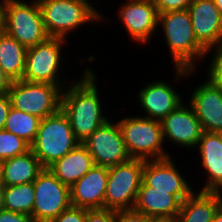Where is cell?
Wrapping results in <instances>:
<instances>
[{
	"mask_svg": "<svg viewBox=\"0 0 222 222\" xmlns=\"http://www.w3.org/2000/svg\"><path fill=\"white\" fill-rule=\"evenodd\" d=\"M83 77L62 90L61 109L67 116L75 138L82 143L108 119L102 113L96 74L84 70Z\"/></svg>",
	"mask_w": 222,
	"mask_h": 222,
	"instance_id": "6da1fadb",
	"label": "cell"
},
{
	"mask_svg": "<svg viewBox=\"0 0 222 222\" xmlns=\"http://www.w3.org/2000/svg\"><path fill=\"white\" fill-rule=\"evenodd\" d=\"M161 25L176 68V78L190 76L196 71V60L206 57V49L196 39L188 9L158 13Z\"/></svg>",
	"mask_w": 222,
	"mask_h": 222,
	"instance_id": "7a4b0ae2",
	"label": "cell"
},
{
	"mask_svg": "<svg viewBox=\"0 0 222 222\" xmlns=\"http://www.w3.org/2000/svg\"><path fill=\"white\" fill-rule=\"evenodd\" d=\"M49 37L66 39L80 25L103 19L88 0H37ZM102 15V16H101Z\"/></svg>",
	"mask_w": 222,
	"mask_h": 222,
	"instance_id": "3957f363",
	"label": "cell"
},
{
	"mask_svg": "<svg viewBox=\"0 0 222 222\" xmlns=\"http://www.w3.org/2000/svg\"><path fill=\"white\" fill-rule=\"evenodd\" d=\"M80 142L75 138L65 113L60 108L56 113L41 119L31 150L44 168L64 157Z\"/></svg>",
	"mask_w": 222,
	"mask_h": 222,
	"instance_id": "277c9868",
	"label": "cell"
},
{
	"mask_svg": "<svg viewBox=\"0 0 222 222\" xmlns=\"http://www.w3.org/2000/svg\"><path fill=\"white\" fill-rule=\"evenodd\" d=\"M131 159L157 160L170 157L163 149L161 121L147 117H127L118 121Z\"/></svg>",
	"mask_w": 222,
	"mask_h": 222,
	"instance_id": "5b68a950",
	"label": "cell"
},
{
	"mask_svg": "<svg viewBox=\"0 0 222 222\" xmlns=\"http://www.w3.org/2000/svg\"><path fill=\"white\" fill-rule=\"evenodd\" d=\"M5 18V32L26 48L46 41L42 12L37 0H0Z\"/></svg>",
	"mask_w": 222,
	"mask_h": 222,
	"instance_id": "8992f818",
	"label": "cell"
},
{
	"mask_svg": "<svg viewBox=\"0 0 222 222\" xmlns=\"http://www.w3.org/2000/svg\"><path fill=\"white\" fill-rule=\"evenodd\" d=\"M62 90L58 85L18 80L8 95L11 107L43 119L61 108Z\"/></svg>",
	"mask_w": 222,
	"mask_h": 222,
	"instance_id": "52a82bcc",
	"label": "cell"
},
{
	"mask_svg": "<svg viewBox=\"0 0 222 222\" xmlns=\"http://www.w3.org/2000/svg\"><path fill=\"white\" fill-rule=\"evenodd\" d=\"M144 163L145 160L130 159L109 168L105 209L119 211L134 208L142 184Z\"/></svg>",
	"mask_w": 222,
	"mask_h": 222,
	"instance_id": "ba28073f",
	"label": "cell"
},
{
	"mask_svg": "<svg viewBox=\"0 0 222 222\" xmlns=\"http://www.w3.org/2000/svg\"><path fill=\"white\" fill-rule=\"evenodd\" d=\"M35 202L34 222H50L71 206L70 187L63 184L50 170L44 168L33 181Z\"/></svg>",
	"mask_w": 222,
	"mask_h": 222,
	"instance_id": "9c48e42d",
	"label": "cell"
},
{
	"mask_svg": "<svg viewBox=\"0 0 222 222\" xmlns=\"http://www.w3.org/2000/svg\"><path fill=\"white\" fill-rule=\"evenodd\" d=\"M67 39L49 37L46 41L27 48L25 71L22 80L49 83L65 88L59 80L61 47ZM64 85V86H63Z\"/></svg>",
	"mask_w": 222,
	"mask_h": 222,
	"instance_id": "30bf717a",
	"label": "cell"
},
{
	"mask_svg": "<svg viewBox=\"0 0 222 222\" xmlns=\"http://www.w3.org/2000/svg\"><path fill=\"white\" fill-rule=\"evenodd\" d=\"M82 144L92 156L94 165L114 167L131 159L117 123L107 121L97 128Z\"/></svg>",
	"mask_w": 222,
	"mask_h": 222,
	"instance_id": "8fae6325",
	"label": "cell"
},
{
	"mask_svg": "<svg viewBox=\"0 0 222 222\" xmlns=\"http://www.w3.org/2000/svg\"><path fill=\"white\" fill-rule=\"evenodd\" d=\"M185 180L171 157L147 160L144 163L142 181L153 190L169 191L181 203L193 192Z\"/></svg>",
	"mask_w": 222,
	"mask_h": 222,
	"instance_id": "7c38bea8",
	"label": "cell"
},
{
	"mask_svg": "<svg viewBox=\"0 0 222 222\" xmlns=\"http://www.w3.org/2000/svg\"><path fill=\"white\" fill-rule=\"evenodd\" d=\"M120 7L119 19L130 38L138 43L149 42L158 28V11L153 0H127ZM157 27V28H156Z\"/></svg>",
	"mask_w": 222,
	"mask_h": 222,
	"instance_id": "4fadbf2b",
	"label": "cell"
},
{
	"mask_svg": "<svg viewBox=\"0 0 222 222\" xmlns=\"http://www.w3.org/2000/svg\"><path fill=\"white\" fill-rule=\"evenodd\" d=\"M161 125L163 139L187 148L196 147L204 132L192 107L183 103L164 117Z\"/></svg>",
	"mask_w": 222,
	"mask_h": 222,
	"instance_id": "5bb4252c",
	"label": "cell"
},
{
	"mask_svg": "<svg viewBox=\"0 0 222 222\" xmlns=\"http://www.w3.org/2000/svg\"><path fill=\"white\" fill-rule=\"evenodd\" d=\"M188 11L194 35L205 49L222 42V13L214 0H193Z\"/></svg>",
	"mask_w": 222,
	"mask_h": 222,
	"instance_id": "9a60e30c",
	"label": "cell"
},
{
	"mask_svg": "<svg viewBox=\"0 0 222 222\" xmlns=\"http://www.w3.org/2000/svg\"><path fill=\"white\" fill-rule=\"evenodd\" d=\"M109 168L93 165L92 168L70 187L72 206L85 209L105 208V191Z\"/></svg>",
	"mask_w": 222,
	"mask_h": 222,
	"instance_id": "2e32d148",
	"label": "cell"
},
{
	"mask_svg": "<svg viewBox=\"0 0 222 222\" xmlns=\"http://www.w3.org/2000/svg\"><path fill=\"white\" fill-rule=\"evenodd\" d=\"M189 101L204 131L222 129V90L219 87L207 79L195 88Z\"/></svg>",
	"mask_w": 222,
	"mask_h": 222,
	"instance_id": "e0dca14e",
	"label": "cell"
},
{
	"mask_svg": "<svg viewBox=\"0 0 222 222\" xmlns=\"http://www.w3.org/2000/svg\"><path fill=\"white\" fill-rule=\"evenodd\" d=\"M140 106L147 118L161 121L181 103L182 98L169 83L158 81L145 85L138 93Z\"/></svg>",
	"mask_w": 222,
	"mask_h": 222,
	"instance_id": "ac0fdd59",
	"label": "cell"
},
{
	"mask_svg": "<svg viewBox=\"0 0 222 222\" xmlns=\"http://www.w3.org/2000/svg\"><path fill=\"white\" fill-rule=\"evenodd\" d=\"M180 205L169 191L153 190L142 181L133 209L151 219L176 218Z\"/></svg>",
	"mask_w": 222,
	"mask_h": 222,
	"instance_id": "d6986e66",
	"label": "cell"
},
{
	"mask_svg": "<svg viewBox=\"0 0 222 222\" xmlns=\"http://www.w3.org/2000/svg\"><path fill=\"white\" fill-rule=\"evenodd\" d=\"M196 147L207 173V182L201 191L222 192V142L218 135L204 131Z\"/></svg>",
	"mask_w": 222,
	"mask_h": 222,
	"instance_id": "ffe728a7",
	"label": "cell"
},
{
	"mask_svg": "<svg viewBox=\"0 0 222 222\" xmlns=\"http://www.w3.org/2000/svg\"><path fill=\"white\" fill-rule=\"evenodd\" d=\"M193 191L180 205L176 222H212L222 206V192Z\"/></svg>",
	"mask_w": 222,
	"mask_h": 222,
	"instance_id": "44dd1931",
	"label": "cell"
},
{
	"mask_svg": "<svg viewBox=\"0 0 222 222\" xmlns=\"http://www.w3.org/2000/svg\"><path fill=\"white\" fill-rule=\"evenodd\" d=\"M94 165L87 148L79 143L61 159L48 168L65 185L71 187L81 179Z\"/></svg>",
	"mask_w": 222,
	"mask_h": 222,
	"instance_id": "7402d4cb",
	"label": "cell"
},
{
	"mask_svg": "<svg viewBox=\"0 0 222 222\" xmlns=\"http://www.w3.org/2000/svg\"><path fill=\"white\" fill-rule=\"evenodd\" d=\"M44 169L30 149L24 154L4 161L3 186L32 183Z\"/></svg>",
	"mask_w": 222,
	"mask_h": 222,
	"instance_id": "603a6c76",
	"label": "cell"
},
{
	"mask_svg": "<svg viewBox=\"0 0 222 222\" xmlns=\"http://www.w3.org/2000/svg\"><path fill=\"white\" fill-rule=\"evenodd\" d=\"M27 48L4 32L0 36V66L12 81L22 80Z\"/></svg>",
	"mask_w": 222,
	"mask_h": 222,
	"instance_id": "cb8c5ba5",
	"label": "cell"
},
{
	"mask_svg": "<svg viewBox=\"0 0 222 222\" xmlns=\"http://www.w3.org/2000/svg\"><path fill=\"white\" fill-rule=\"evenodd\" d=\"M34 202L35 190L33 182L3 187L1 208L5 210L32 216Z\"/></svg>",
	"mask_w": 222,
	"mask_h": 222,
	"instance_id": "d4e9b609",
	"label": "cell"
},
{
	"mask_svg": "<svg viewBox=\"0 0 222 222\" xmlns=\"http://www.w3.org/2000/svg\"><path fill=\"white\" fill-rule=\"evenodd\" d=\"M40 122L41 118L11 107L3 129L31 145L35 141Z\"/></svg>",
	"mask_w": 222,
	"mask_h": 222,
	"instance_id": "484cf974",
	"label": "cell"
},
{
	"mask_svg": "<svg viewBox=\"0 0 222 222\" xmlns=\"http://www.w3.org/2000/svg\"><path fill=\"white\" fill-rule=\"evenodd\" d=\"M31 145L23 138L4 129L0 130V159L7 160L26 153Z\"/></svg>",
	"mask_w": 222,
	"mask_h": 222,
	"instance_id": "4316f807",
	"label": "cell"
},
{
	"mask_svg": "<svg viewBox=\"0 0 222 222\" xmlns=\"http://www.w3.org/2000/svg\"><path fill=\"white\" fill-rule=\"evenodd\" d=\"M213 47L216 52L209 64L207 79L222 90V42L207 48L205 55H209Z\"/></svg>",
	"mask_w": 222,
	"mask_h": 222,
	"instance_id": "83f0119b",
	"label": "cell"
},
{
	"mask_svg": "<svg viewBox=\"0 0 222 222\" xmlns=\"http://www.w3.org/2000/svg\"><path fill=\"white\" fill-rule=\"evenodd\" d=\"M86 209L70 206L50 222H85Z\"/></svg>",
	"mask_w": 222,
	"mask_h": 222,
	"instance_id": "f1b7e54d",
	"label": "cell"
},
{
	"mask_svg": "<svg viewBox=\"0 0 222 222\" xmlns=\"http://www.w3.org/2000/svg\"><path fill=\"white\" fill-rule=\"evenodd\" d=\"M158 13L188 9L193 0H153Z\"/></svg>",
	"mask_w": 222,
	"mask_h": 222,
	"instance_id": "f546056e",
	"label": "cell"
},
{
	"mask_svg": "<svg viewBox=\"0 0 222 222\" xmlns=\"http://www.w3.org/2000/svg\"><path fill=\"white\" fill-rule=\"evenodd\" d=\"M116 211L102 209H86L85 222H115Z\"/></svg>",
	"mask_w": 222,
	"mask_h": 222,
	"instance_id": "4dcf8cb0",
	"label": "cell"
},
{
	"mask_svg": "<svg viewBox=\"0 0 222 222\" xmlns=\"http://www.w3.org/2000/svg\"><path fill=\"white\" fill-rule=\"evenodd\" d=\"M151 218L134 209L116 211L115 222H150Z\"/></svg>",
	"mask_w": 222,
	"mask_h": 222,
	"instance_id": "1f68e13d",
	"label": "cell"
},
{
	"mask_svg": "<svg viewBox=\"0 0 222 222\" xmlns=\"http://www.w3.org/2000/svg\"><path fill=\"white\" fill-rule=\"evenodd\" d=\"M0 222H34L31 215L0 209Z\"/></svg>",
	"mask_w": 222,
	"mask_h": 222,
	"instance_id": "d6a6232c",
	"label": "cell"
},
{
	"mask_svg": "<svg viewBox=\"0 0 222 222\" xmlns=\"http://www.w3.org/2000/svg\"><path fill=\"white\" fill-rule=\"evenodd\" d=\"M10 108L11 102L8 92L0 93V130L3 129L5 126L6 118L8 116Z\"/></svg>",
	"mask_w": 222,
	"mask_h": 222,
	"instance_id": "836d02e7",
	"label": "cell"
},
{
	"mask_svg": "<svg viewBox=\"0 0 222 222\" xmlns=\"http://www.w3.org/2000/svg\"><path fill=\"white\" fill-rule=\"evenodd\" d=\"M13 81L11 78L3 71L0 66V93H6L11 88Z\"/></svg>",
	"mask_w": 222,
	"mask_h": 222,
	"instance_id": "e575fe53",
	"label": "cell"
},
{
	"mask_svg": "<svg viewBox=\"0 0 222 222\" xmlns=\"http://www.w3.org/2000/svg\"><path fill=\"white\" fill-rule=\"evenodd\" d=\"M5 32V18L3 8L0 2V36Z\"/></svg>",
	"mask_w": 222,
	"mask_h": 222,
	"instance_id": "d590c367",
	"label": "cell"
},
{
	"mask_svg": "<svg viewBox=\"0 0 222 222\" xmlns=\"http://www.w3.org/2000/svg\"><path fill=\"white\" fill-rule=\"evenodd\" d=\"M212 222H222V206L216 212Z\"/></svg>",
	"mask_w": 222,
	"mask_h": 222,
	"instance_id": "8d00e7d4",
	"label": "cell"
},
{
	"mask_svg": "<svg viewBox=\"0 0 222 222\" xmlns=\"http://www.w3.org/2000/svg\"><path fill=\"white\" fill-rule=\"evenodd\" d=\"M4 160L0 159V185H3Z\"/></svg>",
	"mask_w": 222,
	"mask_h": 222,
	"instance_id": "74e56055",
	"label": "cell"
},
{
	"mask_svg": "<svg viewBox=\"0 0 222 222\" xmlns=\"http://www.w3.org/2000/svg\"><path fill=\"white\" fill-rule=\"evenodd\" d=\"M150 222H176L175 218L151 219Z\"/></svg>",
	"mask_w": 222,
	"mask_h": 222,
	"instance_id": "f35d334b",
	"label": "cell"
},
{
	"mask_svg": "<svg viewBox=\"0 0 222 222\" xmlns=\"http://www.w3.org/2000/svg\"><path fill=\"white\" fill-rule=\"evenodd\" d=\"M216 6L218 7V9L220 10V12L222 13V0H214Z\"/></svg>",
	"mask_w": 222,
	"mask_h": 222,
	"instance_id": "ab89813d",
	"label": "cell"
},
{
	"mask_svg": "<svg viewBox=\"0 0 222 222\" xmlns=\"http://www.w3.org/2000/svg\"><path fill=\"white\" fill-rule=\"evenodd\" d=\"M215 133L218 135L220 141L222 142V129L218 130V131L215 132Z\"/></svg>",
	"mask_w": 222,
	"mask_h": 222,
	"instance_id": "60d3db41",
	"label": "cell"
},
{
	"mask_svg": "<svg viewBox=\"0 0 222 222\" xmlns=\"http://www.w3.org/2000/svg\"><path fill=\"white\" fill-rule=\"evenodd\" d=\"M3 185H0V204L2 202V191H3Z\"/></svg>",
	"mask_w": 222,
	"mask_h": 222,
	"instance_id": "b9f144b4",
	"label": "cell"
}]
</instances>
